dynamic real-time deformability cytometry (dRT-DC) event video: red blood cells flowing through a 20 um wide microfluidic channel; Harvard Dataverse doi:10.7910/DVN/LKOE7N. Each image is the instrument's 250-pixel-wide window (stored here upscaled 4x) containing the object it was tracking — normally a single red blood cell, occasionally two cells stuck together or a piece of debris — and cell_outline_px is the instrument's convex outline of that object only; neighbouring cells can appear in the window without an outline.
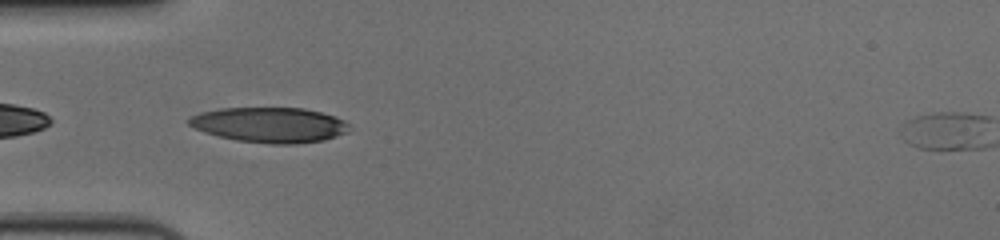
{"species": "human", "species_latin": "Homo sapiens", "temperature_condition": "cold", "stored_images_in_passage": 31, "camera_frame_rate_fps": 3000, "um_per_image_px": 0.085, "donor": {"sex": "female"}, "frame": {"image": 1, "passage_image": 2, "time_ms": 0.333, "image_size_px": [1000, 240], "cell_outline_px": [[348, 132], [324, 140], [296, 144], [268, 144], [236, 140], [204, 132], [192, 128], [184, 120], [200, 112], [220, 108], [304, 108], [336, 116], [344, 120], [348, 124]], "centroid_in_image_um": [22.89, 10.61], "position_along_channel_um": 62.1, "area_um2": 33.06}}
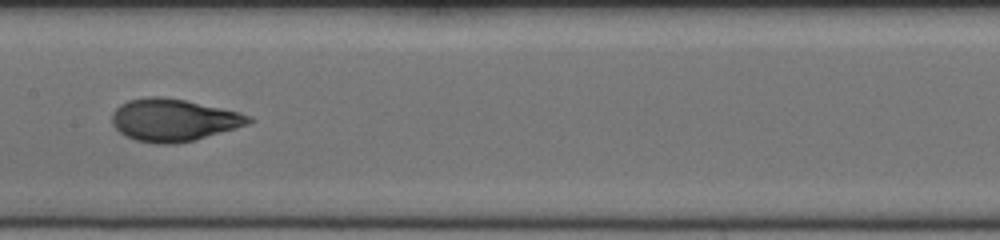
{"frame": {"image": 2, "passage_image": 13, "time_ms": 4.0, "image_size_px": [1000, 240], "cell_outline_px": [[256, 120], [248, 124], [236, 128], [192, 140], [176, 144], [156, 144], [136, 140], [120, 132], [112, 124], [112, 112], [120, 104], [128, 100], [144, 96], [160, 96], [184, 100], [240, 112], [252, 116]], "centroid_in_image_um": [14.75, 10.19], "position_along_channel_um": 192.7, "area_um2": 33.7}}
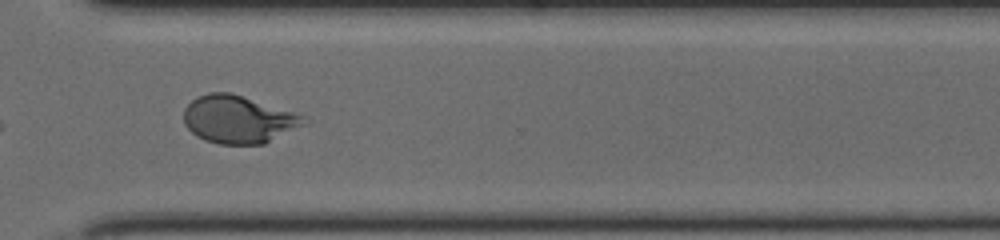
{"frame": {"image": 3, "passage_image": 26, "time_ms": 8.333, "image_size_px": [1000, 240], "cell_outline_px": [[312, 120], [308, 124], [264, 144], [220, 144], [204, 140], [196, 136], [184, 124], [184, 108], [196, 96], [208, 92], [232, 92], [304, 116]], "centroid_in_image_um": [20.28, 10.15], "position_along_channel_um": 350.3, "area_um2": 33.7}, "authors_computed_cell_mechanics": {"area_um2": 33.235, "velocity_mm_per_s": 3.6323, "shape_relaxation_time_tau1_ms": 4.3134, "shape_relaxation_time_tau2_ms": 0.9971, "deformation_change_tau1": 0.2085, "deformation_change_tau2": 0.0655}}